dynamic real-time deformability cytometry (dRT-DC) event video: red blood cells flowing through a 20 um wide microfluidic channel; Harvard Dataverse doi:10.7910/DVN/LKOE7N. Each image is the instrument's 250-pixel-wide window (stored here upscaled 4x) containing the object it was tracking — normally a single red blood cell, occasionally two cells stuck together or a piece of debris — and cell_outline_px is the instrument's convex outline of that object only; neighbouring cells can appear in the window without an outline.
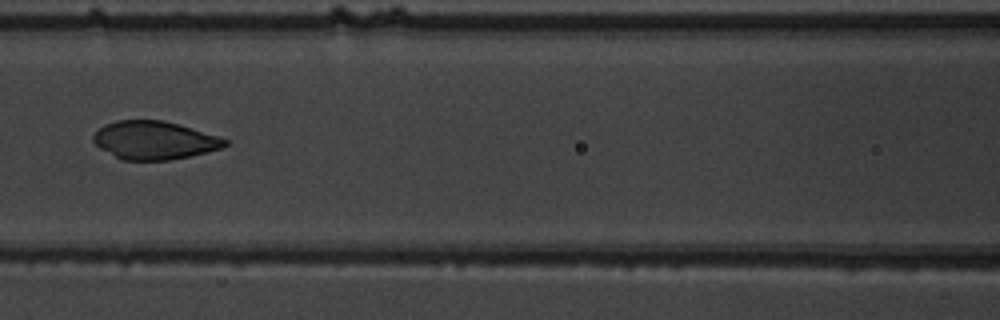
{"species": "common noctule bat (a hibernating species)", "species_latin": "Nyctalus noctula", "temperature_condition": "warm", "stored_images_in_passage": 6, "camera_frame_rate_fps": 3000, "um_per_image_px": 0.085, "animal": {"sex": "male", "body_mass_g": 19.5, "forearm_length_mm": 54.6}, "frame": {"image": 1, "passage_image": 6, "time_ms": 5.667, "image_size_px": [1000, 320], "cell_outline_px": [[228, 144], [220, 148], [208, 152], [168, 160], [124, 160], [100, 148], [92, 140], [92, 136], [104, 124], [116, 120], [164, 120], [220, 136], [228, 140]], "centroid_in_image_um": [13.13, 11.91], "position_along_channel_um": 153.5, "area_um2": 29.19}}